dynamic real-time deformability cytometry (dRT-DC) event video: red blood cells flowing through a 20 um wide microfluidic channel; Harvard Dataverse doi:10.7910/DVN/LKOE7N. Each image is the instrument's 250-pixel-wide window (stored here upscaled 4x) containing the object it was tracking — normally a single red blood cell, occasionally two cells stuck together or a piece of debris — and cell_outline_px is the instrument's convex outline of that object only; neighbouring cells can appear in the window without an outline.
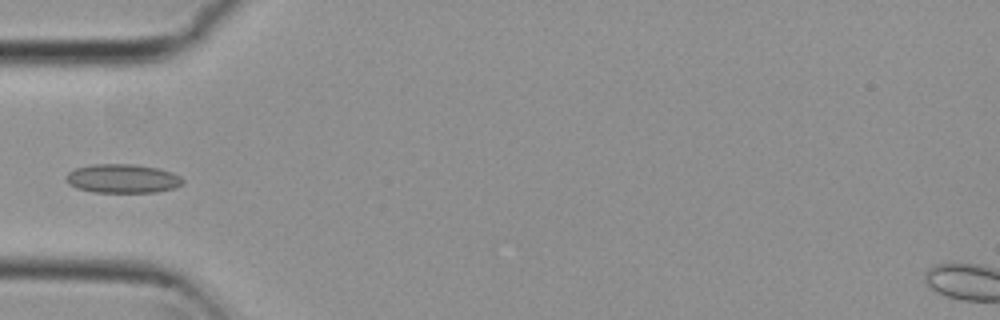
{"species": "common noctule bat (a hibernating species)", "species_latin": "Nyctalus noctula", "temperature_condition": "cold", "stored_images_in_passage": 4, "camera_frame_rate_fps": 3000, "um_per_image_px": 0.085, "animal": {"sex": "female", "body_mass_g": 29.2, "forearm_length_mm": 56.3}, "frame": {"image": 1, "passage_image": 4, "time_ms": 1.0, "image_size_px": [1000, 320], "cell_outline_px": [[184, 184], [176, 188], [156, 192], [92, 192], [76, 188], [68, 184], [64, 180], [64, 176], [68, 172], [76, 168], [92, 164], [132, 164], [156, 168], [172, 172], [180, 176], [184, 180]], "centroid_in_image_um": [10.4, 15.18], "position_along_channel_um": 74.6, "area_um2": 19.88}}